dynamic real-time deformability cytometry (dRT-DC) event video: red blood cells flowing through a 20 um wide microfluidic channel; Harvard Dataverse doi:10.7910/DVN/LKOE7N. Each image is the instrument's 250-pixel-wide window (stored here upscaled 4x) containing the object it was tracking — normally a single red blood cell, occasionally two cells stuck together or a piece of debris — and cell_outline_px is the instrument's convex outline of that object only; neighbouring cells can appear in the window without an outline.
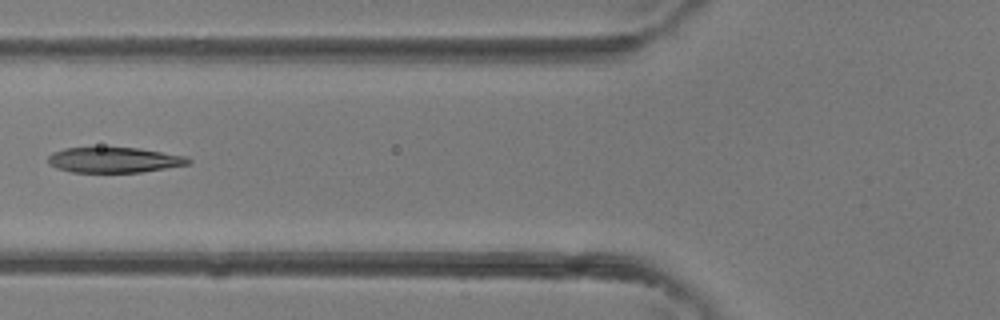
{"species": "common noctule bat (a hibernating species)", "species_latin": "Nyctalus noctula", "temperature_condition": "room temperature", "stored_images_in_passage": 3, "camera_frame_rate_fps": 3000, "um_per_image_px": 0.085, "animal": {"sex": "female"}, "frame": {"image": 1, "passage_image": 3, "time_ms": 0.667, "image_size_px": [1000, 320], "cell_outline_px": [[192, 160], [188, 164], [140, 172], [72, 172], [56, 168], [48, 164], [48, 156], [52, 152], [64, 148], [140, 148], [188, 156]], "centroid_in_image_um": [9.69, 13.59], "position_along_channel_um": 116.1, "area_um2": 20.69}}